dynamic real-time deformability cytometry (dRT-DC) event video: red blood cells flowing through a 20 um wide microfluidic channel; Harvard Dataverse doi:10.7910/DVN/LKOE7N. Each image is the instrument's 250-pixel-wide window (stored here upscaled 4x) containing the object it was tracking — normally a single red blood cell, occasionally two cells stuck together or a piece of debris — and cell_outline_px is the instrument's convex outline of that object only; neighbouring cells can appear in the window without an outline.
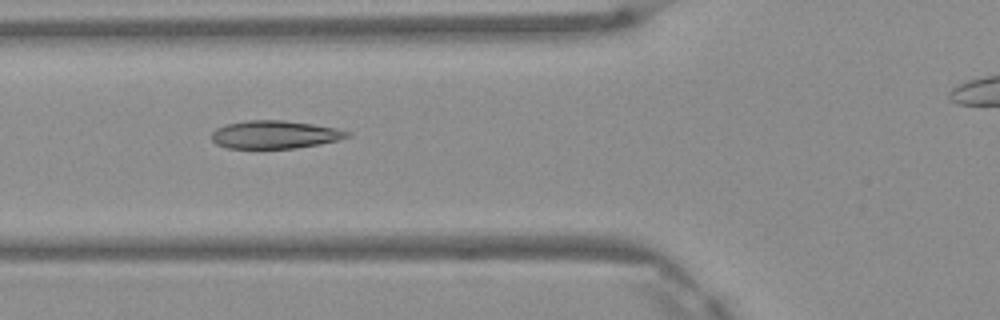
{"species": "Egyptian fruit bat (a non-hibernating species)", "species_latin": "Rousettus aegyptiacus", "temperature_condition": "warm", "stored_images_in_passage": 7, "camera_frame_rate_fps": 3000, "um_per_image_px": 0.085, "frame": {"image": 1, "passage_image": 5, "time_ms": 1.333, "image_size_px": [1000, 320], "cell_outline_px": [[352, 136], [320, 144], [296, 148], [228, 148], [216, 144], [212, 140], [212, 132], [216, 128], [224, 124], [248, 120], [284, 120], [312, 124], [336, 128], [352, 132]], "centroid_in_image_um": [23.36, 11.43], "position_along_channel_um": 102.4, "area_um2": 22.2}}
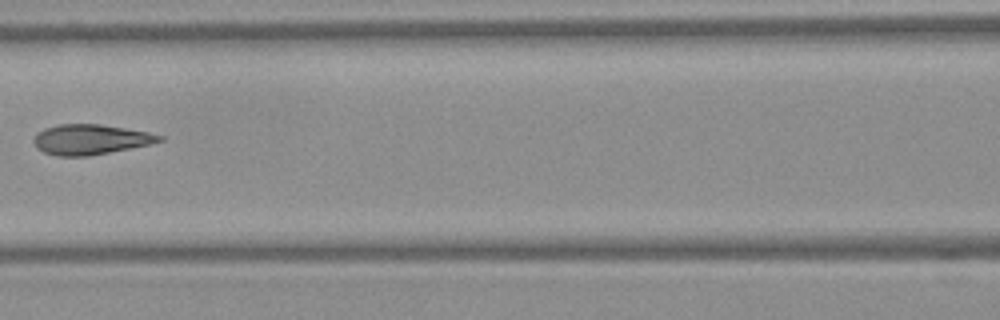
{"frame": {"image": 2, "passage_image": 6, "time_ms": 1.667, "image_size_px": [1000, 320], "cell_outline_px": [[164, 140], [152, 144], [88, 156], [56, 156], [44, 152], [36, 148], [32, 140], [36, 132], [44, 128], [60, 124], [100, 124], [148, 132], [164, 136]], "centroid_in_image_um": [7.67, 11.85], "position_along_channel_um": 158.9, "area_um2": 22.2}}
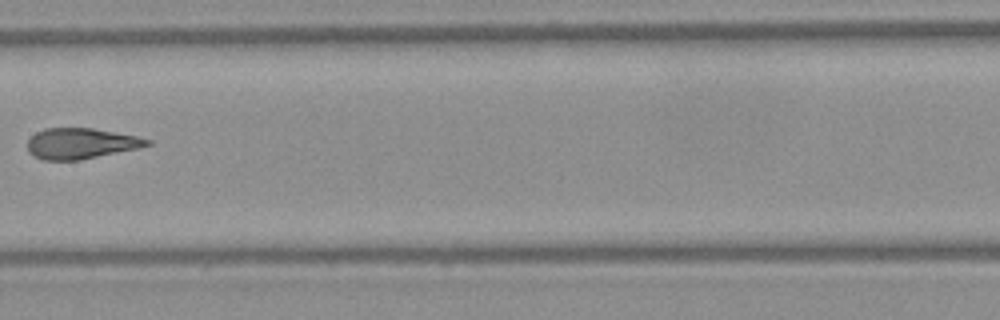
{"frame": {"image": 3, "passage_image": 7, "time_ms": 2.0, "image_size_px": [1000, 320], "cell_outline_px": [[152, 144], [136, 148], [80, 160], [44, 160], [28, 152], [28, 140], [36, 132], [44, 128], [92, 128], [136, 136], [152, 140]], "centroid_in_image_um": [6.85, 12.19], "position_along_channel_um": 200.5, "area_um2": 21.15}}